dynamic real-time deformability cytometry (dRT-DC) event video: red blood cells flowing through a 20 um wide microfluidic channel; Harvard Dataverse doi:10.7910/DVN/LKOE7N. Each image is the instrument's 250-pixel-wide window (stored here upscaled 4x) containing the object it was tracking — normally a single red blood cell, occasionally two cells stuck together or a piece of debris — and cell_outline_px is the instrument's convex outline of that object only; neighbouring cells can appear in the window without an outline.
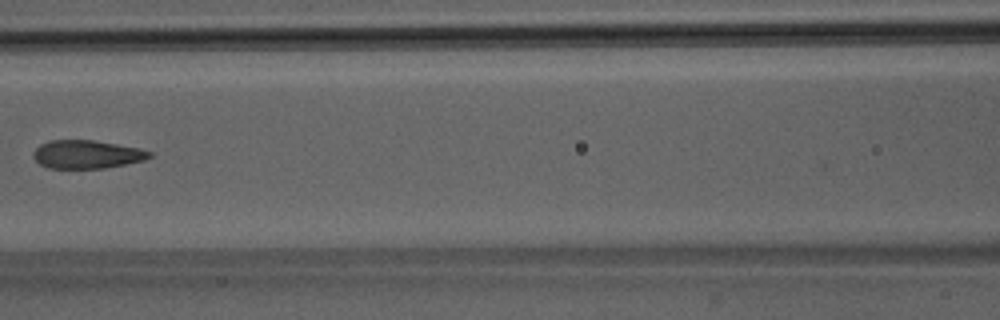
{"species": "Egyptian fruit bat (a non-hibernating species)", "species_latin": "Rousettus aegyptiacus", "temperature_condition": "room temperature", "stored_images_in_passage": 6, "camera_frame_rate_fps": 3000, "um_per_image_px": 0.085, "animal": {"sex": "male"}, "frame": {"image": 1, "passage_image": 6, "time_ms": 6.667, "image_size_px": [1000, 320], "cell_outline_px": [[152, 156], [144, 160], [104, 168], [48, 168], [40, 164], [32, 156], [32, 152], [40, 144], [52, 140], [92, 140], [140, 148], [152, 152]], "centroid_in_image_um": [7.36, 13.12], "position_along_channel_um": 159.2, "area_um2": 19.07}}